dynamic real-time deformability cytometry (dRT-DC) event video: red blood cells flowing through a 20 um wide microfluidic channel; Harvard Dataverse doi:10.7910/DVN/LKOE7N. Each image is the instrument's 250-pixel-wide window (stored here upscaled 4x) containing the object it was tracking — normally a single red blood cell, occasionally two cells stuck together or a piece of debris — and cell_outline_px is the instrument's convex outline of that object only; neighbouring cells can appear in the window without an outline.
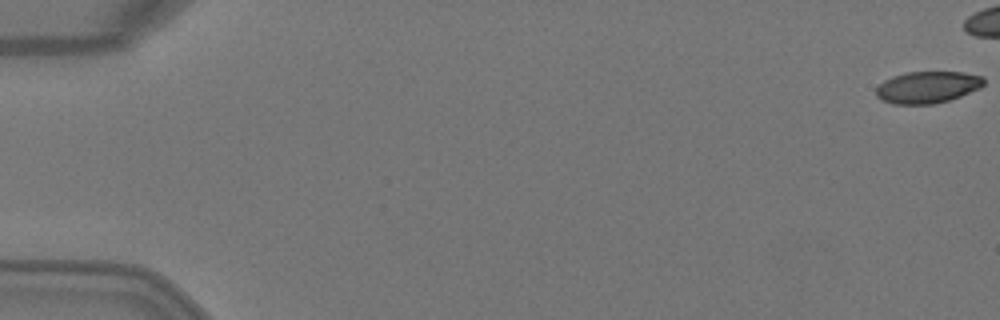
{"species": "Egyptian fruit bat (a non-hibernating species)", "species_latin": "Rousettus aegyptiacus", "temperature_condition": "warm", "stored_images_in_passage": 4, "camera_frame_rate_fps": 3000, "um_per_image_px": 0.085, "animal": {"sex": "female"}, "frame": {"image": 1, "passage_image": 1, "time_ms": 0.0, "image_size_px": [1000, 320], "cell_outline_px": [[984, 84], [980, 88], [960, 96], [948, 100], [932, 104], [892, 104], [880, 100], [876, 96], [876, 88], [884, 80], [892, 76], [908, 72], [964, 72], [984, 76]], "centroid_in_image_um": [78.82, 7.41], "position_along_channel_um": 6.2, "area_um2": 20.06}}